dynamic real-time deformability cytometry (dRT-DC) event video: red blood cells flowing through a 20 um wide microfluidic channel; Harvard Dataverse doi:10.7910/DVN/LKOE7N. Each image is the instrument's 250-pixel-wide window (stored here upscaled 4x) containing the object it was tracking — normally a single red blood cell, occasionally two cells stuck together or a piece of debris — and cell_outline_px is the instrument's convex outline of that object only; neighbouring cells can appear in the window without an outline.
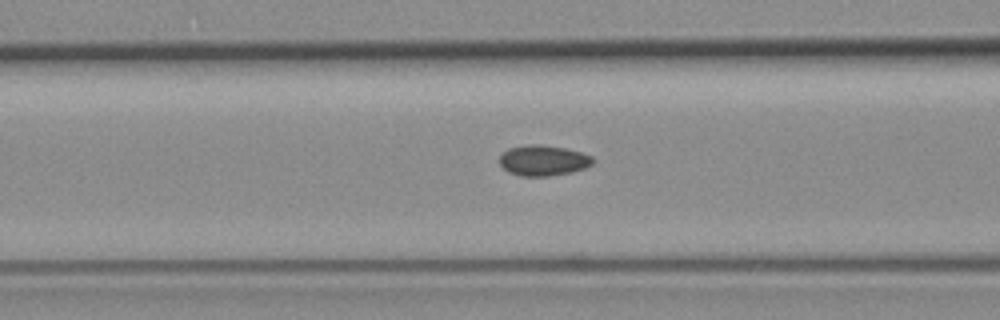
{"species": "common noctule bat (a hibernating species)", "species_latin": "Nyctalus noctula", "temperature_condition": "room temperature", "stored_images_in_passage": 46, "camera_frame_rate_fps": 3000, "um_per_image_px": 0.085, "animal": {"sex": "female", "body_mass_g": 19.3, "forearm_length_mm": 54.1}, "frame": {"image": 1, "passage_image": 12, "time_ms": 3.667, "image_size_px": [1000, 320], "cell_outline_px": [[592, 164], [584, 168], [572, 172], [548, 176], [520, 176], [508, 172], [500, 164], [500, 156], [508, 148], [528, 144], [540, 144], [564, 148], [580, 152], [592, 156]], "centroid_in_image_um": [46.15, 13.64], "position_along_channel_um": 120.4, "area_um2": 16.53}}
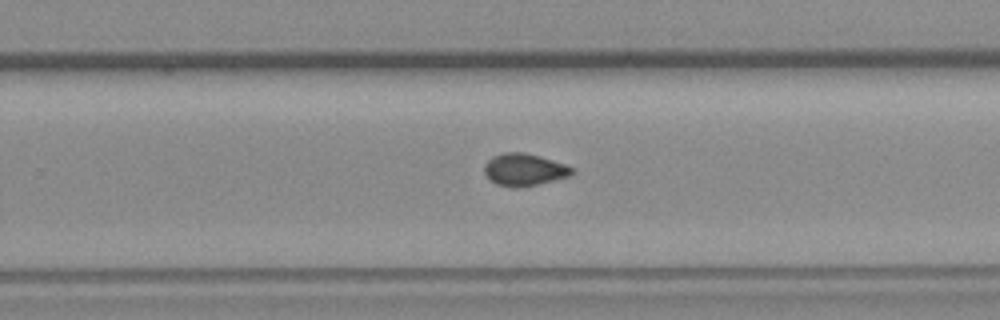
{"frame": {"image": 2, "passage_image": 25, "time_ms": 8.0, "image_size_px": [1000, 320], "cell_outline_px": [[576, 172], [568, 176], [520, 188], [512, 188], [496, 184], [484, 172], [484, 164], [492, 156], [504, 152], [524, 152], [540, 156], [564, 164], [572, 168]], "centroid_in_image_um": [44.53, 14.41], "position_along_channel_um": 285.3, "area_um2": 16.36}}
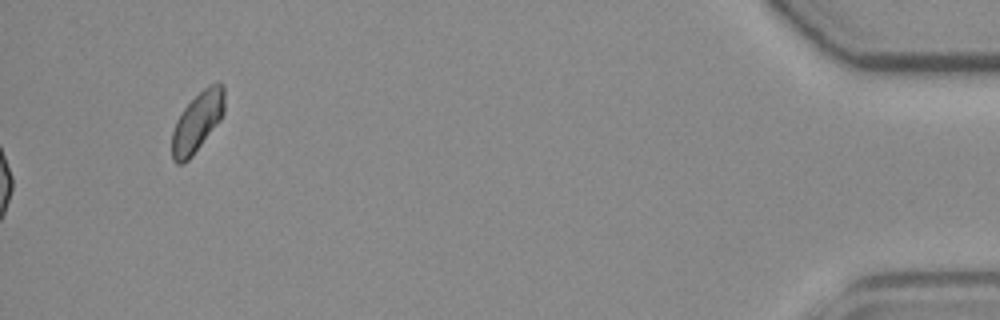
{"frame": {"image": 3, "passage_image": 46, "time_ms": 15.0, "image_size_px": [1000, 320], "cell_outline_px": [[224, 112], [220, 120], [192, 156], [184, 164], [176, 164], [172, 160], [172, 132], [176, 120], [184, 108], [208, 84], [224, 84]], "centroid_in_image_um": [16.76, 10.39], "position_along_channel_um": 418.4, "area_um2": 18.09}, "authors_computed_cell_mechanics": {"area_um2": 16.0684, "velocity_mm_per_s": 3.8103, "shape_relaxation_time_tau1_ms": null, "shape_relaxation_time_tau2_ms": 1.8808, "deformation_change_tau1": null, "deformation_change_tau2": 0.0509}}